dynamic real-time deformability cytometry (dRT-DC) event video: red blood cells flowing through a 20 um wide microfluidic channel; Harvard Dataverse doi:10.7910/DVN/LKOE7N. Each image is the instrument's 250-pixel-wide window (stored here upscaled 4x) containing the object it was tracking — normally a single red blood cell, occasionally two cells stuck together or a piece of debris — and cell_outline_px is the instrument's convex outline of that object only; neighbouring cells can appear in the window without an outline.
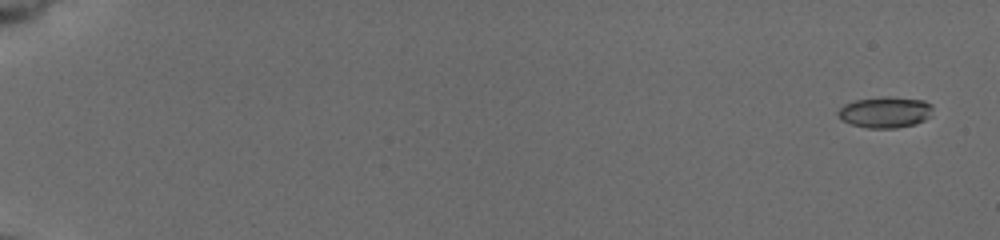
{"species": "common noctule bat (a hibernating species)", "species_latin": "Nyctalus noctula", "temperature_condition": "cold", "stored_images_in_passage": 52, "camera_frame_rate_fps": 3000, "um_per_image_px": 0.085, "animal": {"sex": "female", "body_mass_g": 19.5, "forearm_length_mm": 54.1}, "frame": {"image": 1, "passage_image": 4, "time_ms": 0.667, "image_size_px": [1000, 240], "cell_outline_px": [[932, 116], [916, 124], [896, 128], [868, 128], [852, 124], [840, 120], [836, 112], [844, 104], [856, 100], [884, 96], [888, 96], [924, 100], [932, 104]], "centroid_in_image_um": [75.25, 9.53], "position_along_channel_um": 9.7, "area_um2": 17.4}}
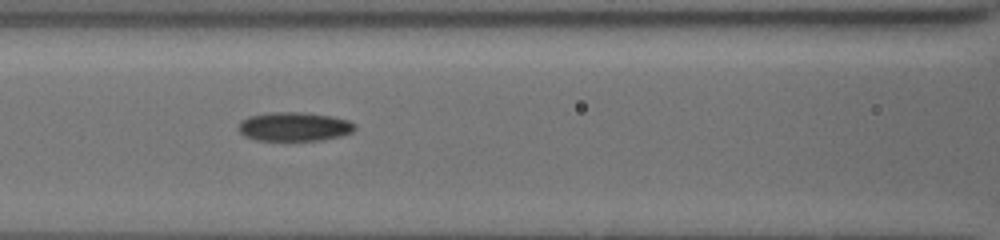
{"frame": {"image": 2, "passage_image": 46, "time_ms": 9.333, "image_size_px": [1000, 240], "cell_outline_px": [[356, 128], [352, 132], [340, 136], [324, 140], [256, 140], [244, 136], [240, 132], [240, 120], [248, 116], [268, 112], [304, 112], [332, 116], [348, 120], [356, 124]], "centroid_in_image_um": [25.02, 10.75], "position_along_channel_um": 141.6, "area_um2": 19.77}}
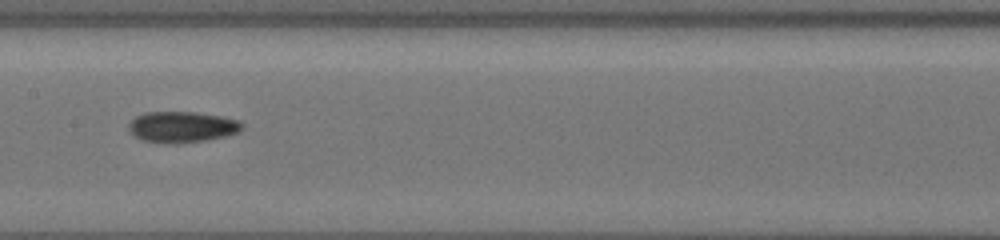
{"frame": {"image": 3, "passage_image": 51, "time_ms": 10.667, "image_size_px": [1000, 240], "cell_outline_px": [[244, 128], [236, 132], [224, 136], [204, 140], [144, 140], [136, 136], [128, 128], [128, 124], [136, 116], [144, 112], [196, 112], [220, 116], [240, 120], [244, 124]], "centroid_in_image_um": [15.52, 10.72], "position_along_channel_um": 191.9, "area_um2": 19.42}}